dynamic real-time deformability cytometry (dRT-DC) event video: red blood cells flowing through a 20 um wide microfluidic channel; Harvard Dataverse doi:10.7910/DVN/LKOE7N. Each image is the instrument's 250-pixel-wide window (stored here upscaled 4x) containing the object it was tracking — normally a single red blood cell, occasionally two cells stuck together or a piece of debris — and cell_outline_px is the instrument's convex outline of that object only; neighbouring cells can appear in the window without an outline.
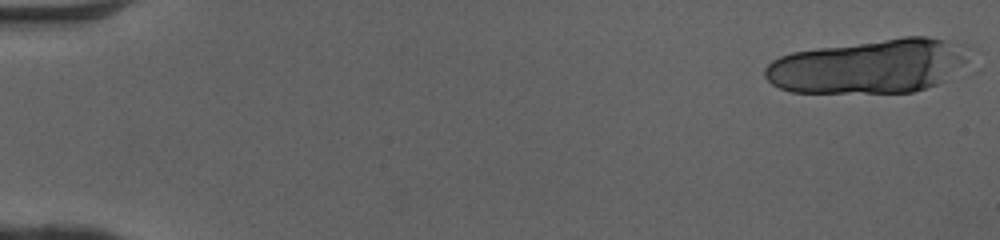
{"species": "human", "species_latin": "Homo sapiens", "temperature_condition": "cold", "stored_images_in_passage": 19, "camera_frame_rate_fps": 3000, "um_per_image_px": 0.085, "donor": {"sex": "female"}, "frame": {"image": 1, "passage_image": 1, "time_ms": 0.0, "image_size_px": [1000, 240], "cell_outline_px": [[976, 72], [912, 92], [792, 92], [780, 88], [772, 84], [764, 76], [764, 68], [772, 60], [780, 56], [792, 52], [904, 36], [928, 36], [948, 40], [964, 44]], "centroid_in_image_um": [74.12, 5.63], "position_along_channel_um": 10.9, "area_um2": 66.12}}